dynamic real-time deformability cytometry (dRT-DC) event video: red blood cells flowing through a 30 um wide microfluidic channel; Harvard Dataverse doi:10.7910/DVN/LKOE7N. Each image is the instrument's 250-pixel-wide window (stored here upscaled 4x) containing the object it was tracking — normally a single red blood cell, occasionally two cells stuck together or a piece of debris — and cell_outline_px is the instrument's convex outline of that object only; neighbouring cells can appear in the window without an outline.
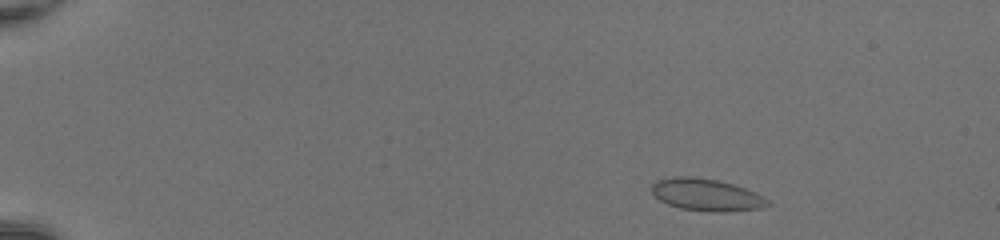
{"species": "common noctule bat (a hibernating species)", "species_latin": "Nyctalus noctula", "temperature_condition": "room temperature", "stored_images_in_passage": 47, "camera_frame_rate_fps": 3000, "um_per_image_px": 0.085, "animal": {"sex": "female", "body_mass_g": 20.0, "forearm_length_mm": 54.0}, "frame": {"image": 1, "passage_image": 4, "time_ms": 1.0, "image_size_px": [1000, 240], "cell_outline_px": [[772, 204], [760, 208], [680, 208], [668, 204], [660, 200], [652, 192], [652, 184], [656, 180], [676, 176], [692, 176], [716, 180], [732, 184], [756, 192], [768, 200]], "centroid_in_image_um": [59.97, 16.47], "position_along_channel_um": 25.0, "area_um2": 20.29}}
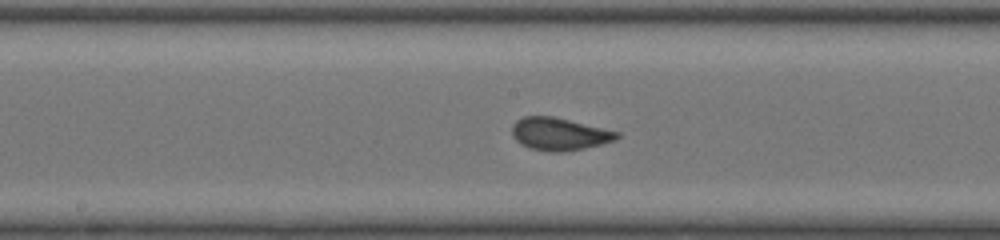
{"frame": {"image": 2, "passage_image": 25, "time_ms": 8.0, "image_size_px": [1000, 240], "cell_outline_px": [[620, 136], [616, 140], [584, 148], [560, 152], [548, 152], [532, 148], [520, 144], [512, 136], [512, 124], [516, 120], [524, 116], [552, 116], [620, 132]], "centroid_in_image_um": [47.52, 11.39], "position_along_channel_um": 200.7, "area_um2": 19.83}}
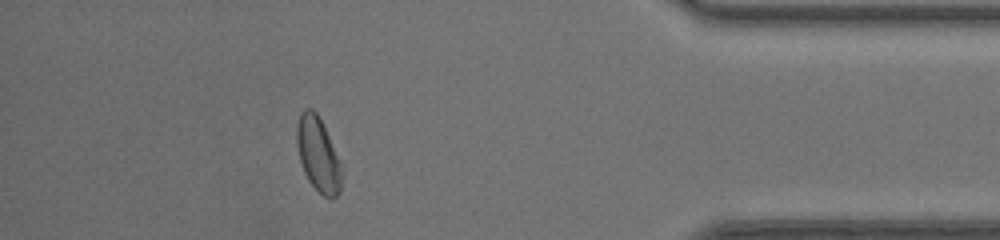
{"frame": {"image": 3, "passage_image": 42, "time_ms": 13.667, "image_size_px": [1000, 240], "cell_outline_px": [[344, 172], [340, 192], [332, 200], [324, 196], [308, 180], [304, 172], [300, 160], [296, 144], [296, 124], [300, 112], [304, 108], [312, 108], [316, 112], [340, 160]], "centroid_in_image_um": [27.05, 13.15], "position_along_channel_um": 408.2, "area_um2": 19.65}, "authors_computed_cell_mechanics": {"area_um2": 20.1722, "velocity_mm_per_s": 4.2509, "shape_relaxation_time_tau1_ms": 7.5793, "shape_relaxation_time_tau2_ms": null, "deformation_change_tau1": 0.1592, "deformation_change_tau2": null}}